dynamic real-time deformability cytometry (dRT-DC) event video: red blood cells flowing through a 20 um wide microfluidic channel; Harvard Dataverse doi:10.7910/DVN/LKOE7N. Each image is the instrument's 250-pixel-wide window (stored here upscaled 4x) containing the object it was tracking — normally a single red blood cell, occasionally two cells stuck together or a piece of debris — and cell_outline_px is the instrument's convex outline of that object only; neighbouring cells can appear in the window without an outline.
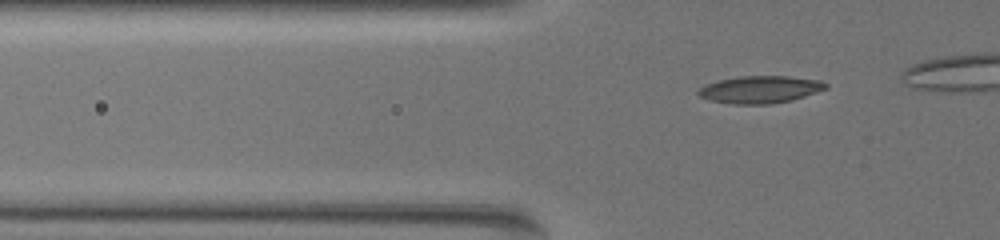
{"species": "common noctule bat (a hibernating species)", "species_latin": "Nyctalus noctula", "temperature_condition": "warm", "stored_images_in_passage": 52, "segment_of_instrument_passage": [1, 2], "camera_frame_rate_fps": 3000, "um_per_image_px": 0.085, "animal": {"sex": "female", "body_mass_g": 19.5, "forearm_length_mm": 54.1}, "frame": {"image": 1, "passage_image": 20, "time_ms": 6.333, "image_size_px": [1000, 240], "cell_outline_px": [[828, 88], [792, 100], [772, 104], [732, 104], [708, 100], [700, 96], [696, 92], [700, 88], [708, 84], [720, 80], [740, 76], [788, 76], [820, 80], [828, 84]], "centroid_in_image_um": [64.62, 7.61], "position_along_channel_um": 61.2, "area_um2": 20.23}}
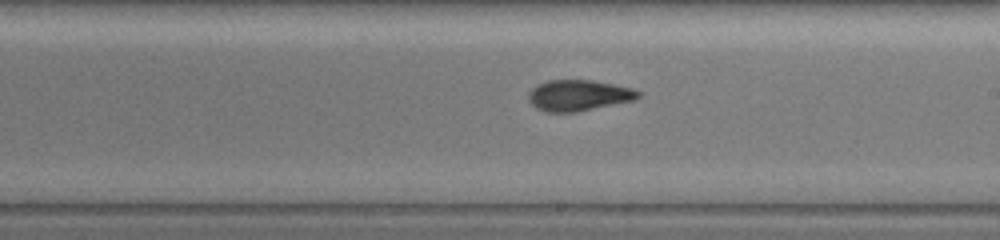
{"frame": {"image": 2, "passage_image": 36, "time_ms": 11.667, "image_size_px": [1000, 240], "cell_outline_px": [[640, 96], [636, 100], [576, 112], [548, 112], [536, 108], [528, 100], [528, 92], [536, 84], [548, 80], [592, 80], [632, 88], [640, 92]], "centroid_in_image_um": [49.16, 8.1], "position_along_channel_um": 239.8, "area_um2": 19.88}}
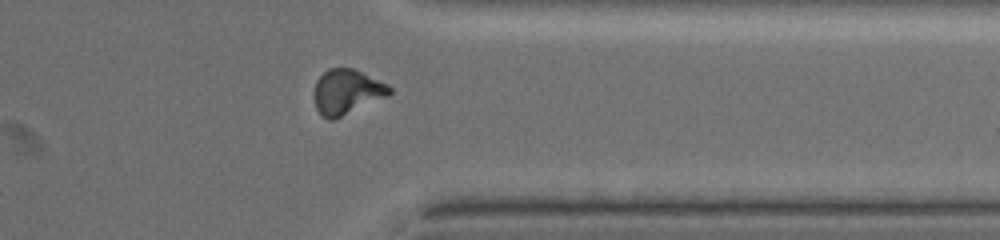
{"frame": {"image": 3, "passage_image": 48, "time_ms": 15.667, "image_size_px": [1000, 240], "cell_outline_px": [[392, 92], [388, 96], [332, 120], [328, 120], [316, 108], [316, 80], [328, 68], [352, 68], [388, 84], [392, 88]], "centroid_in_image_um": [29.51, 7.79], "position_along_channel_um": 381.9, "area_um2": 19.31}}